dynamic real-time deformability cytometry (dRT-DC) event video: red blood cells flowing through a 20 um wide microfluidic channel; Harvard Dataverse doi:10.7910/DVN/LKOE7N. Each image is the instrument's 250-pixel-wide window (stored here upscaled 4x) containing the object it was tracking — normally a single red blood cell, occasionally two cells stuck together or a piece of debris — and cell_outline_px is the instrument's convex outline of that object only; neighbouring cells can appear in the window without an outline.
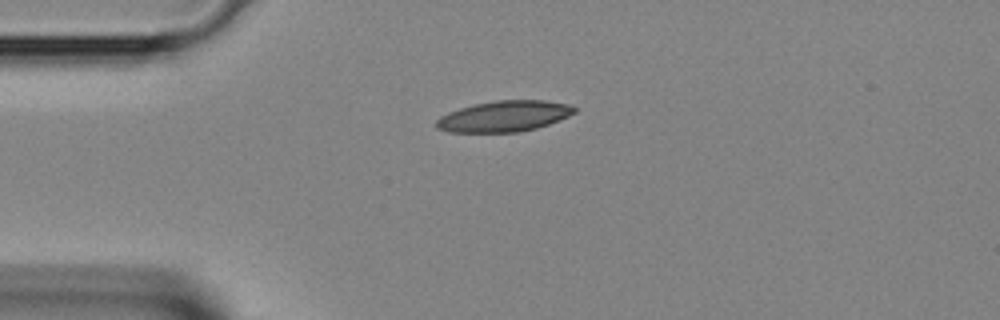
{"species": "Egyptian fruit bat (a non-hibernating species)", "species_latin": "Rousettus aegyptiacus", "temperature_condition": "room temperature", "stored_images_in_passage": 1, "camera_frame_rate_fps": 3000, "um_per_image_px": 0.085, "animal": {"sex": "female"}, "frame": {"image": 1, "passage_image": 1, "time_ms": 0.0, "image_size_px": [1000, 320], "cell_outline_px": [[576, 112], [568, 116], [548, 124], [536, 128], [520, 132], [448, 132], [436, 128], [436, 120], [440, 116], [448, 112], [460, 108], [476, 104], [496, 100], [544, 100], [568, 104], [576, 108]], "centroid_in_image_um": [42.83, 9.88], "position_along_channel_um": 42.2, "area_um2": 24.8}}